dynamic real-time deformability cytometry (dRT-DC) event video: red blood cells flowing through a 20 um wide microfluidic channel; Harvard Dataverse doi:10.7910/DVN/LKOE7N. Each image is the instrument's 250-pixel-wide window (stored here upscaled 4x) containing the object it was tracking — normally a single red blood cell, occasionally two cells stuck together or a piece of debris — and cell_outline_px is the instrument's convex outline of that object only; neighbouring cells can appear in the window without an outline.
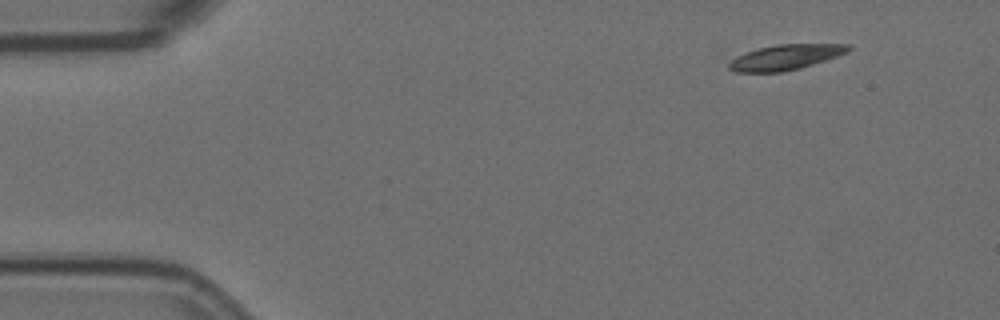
{"species": "Egyptian fruit bat (a non-hibernating species)", "species_latin": "Rousettus aegyptiacus", "temperature_condition": "room temperature", "stored_images_in_passage": 5, "camera_frame_rate_fps": 3000, "um_per_image_px": 0.085, "animal": {"sex": "female"}, "frame": {"image": 1, "passage_image": 1, "time_ms": 0.0, "image_size_px": [1000, 320], "cell_outline_px": [[852, 48], [848, 52], [800, 68], [780, 72], [736, 72], [728, 68], [716, 52], [720, 48], [776, 44], [852, 44]], "centroid_in_image_um": [66.17, 4.8], "position_along_channel_um": 18.8, "area_um2": 20.29}}
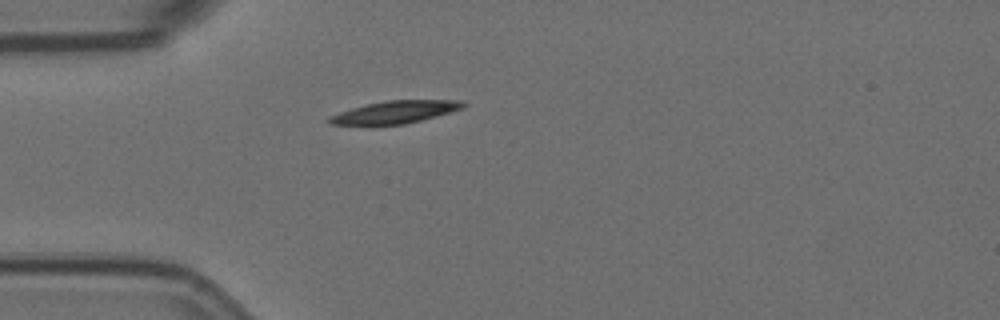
{"frame": {"image": 2, "passage_image": 3, "time_ms": 0.667, "image_size_px": [1000, 320], "cell_outline_px": [[468, 104], [464, 108], [436, 116], [404, 124], [328, 124], [328, 116], [352, 108], [368, 104], [388, 100], [464, 100]], "centroid_in_image_um": [33.65, 9.51], "position_along_channel_um": 51.4, "area_um2": 17.28}}
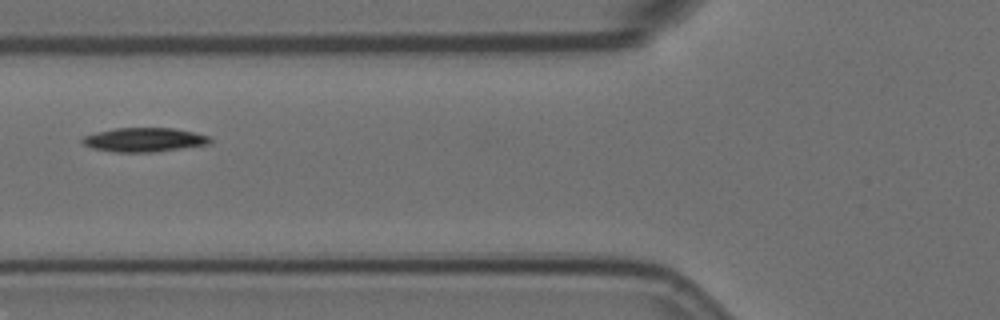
{"frame": {"image": 3, "passage_image": 5, "time_ms": 1.333, "image_size_px": [1000, 320], "cell_outline_px": [[212, 140], [208, 144], [156, 152], [116, 152], [92, 148], [84, 144], [80, 140], [84, 136], [96, 132], [116, 128], [172, 128], [192, 132], [208, 136]], "centroid_in_image_um": [12.23, 11.88], "position_along_channel_um": 113.6, "area_um2": 17.74}}